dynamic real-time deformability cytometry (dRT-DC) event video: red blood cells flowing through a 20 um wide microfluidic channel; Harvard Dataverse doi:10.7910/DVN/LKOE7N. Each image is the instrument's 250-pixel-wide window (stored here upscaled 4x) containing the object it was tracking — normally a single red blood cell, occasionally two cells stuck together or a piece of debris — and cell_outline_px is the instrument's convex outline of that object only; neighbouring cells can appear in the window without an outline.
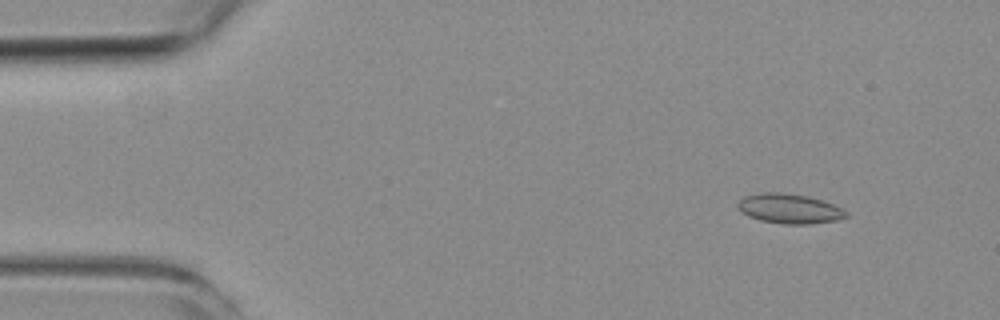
{"species": "common noctule bat (a hibernating species)", "species_latin": "Nyctalus noctula", "temperature_condition": "room temperature", "stored_images_in_passage": 9, "camera_frame_rate_fps": 3000, "um_per_image_px": 0.085, "animal": {"sex": "female", "body_mass_g": 19.3, "forearm_length_mm": 54.1}, "frame": {"image": 1, "passage_image": 1, "time_ms": 0.0, "image_size_px": [1000, 320], "cell_outline_px": [[848, 216], [836, 220], [812, 224], [784, 224], [760, 220], [748, 216], [740, 212], [736, 208], [736, 204], [744, 196], [764, 192], [780, 192], [808, 196], [832, 204], [848, 212]], "centroid_in_image_um": [67.05, 17.74], "position_along_channel_um": 17.9, "area_um2": 18.79}}
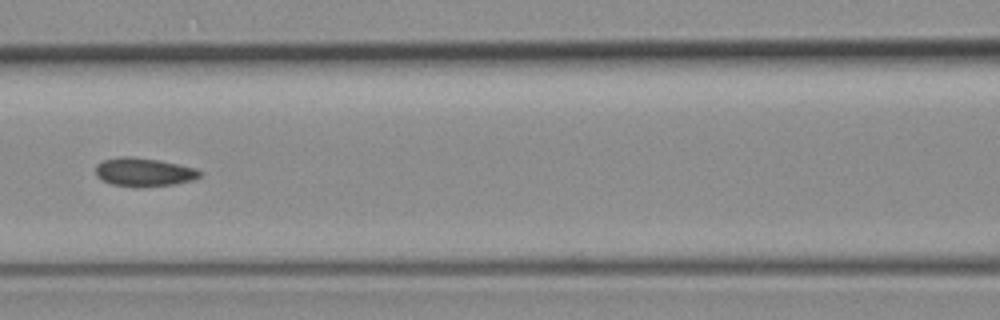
{"frame": {"image": 2, "passage_image": 6, "time_ms": 6.0, "image_size_px": [1000, 320], "cell_outline_px": [[204, 172], [200, 176], [192, 180], [176, 184], [140, 188], [136, 188], [112, 184], [100, 180], [96, 176], [96, 164], [104, 160], [120, 156], [132, 156], [160, 160], [180, 164], [196, 168]], "centroid_in_image_um": [12.24, 14.64], "position_along_channel_um": 154.4, "area_um2": 17.8}}
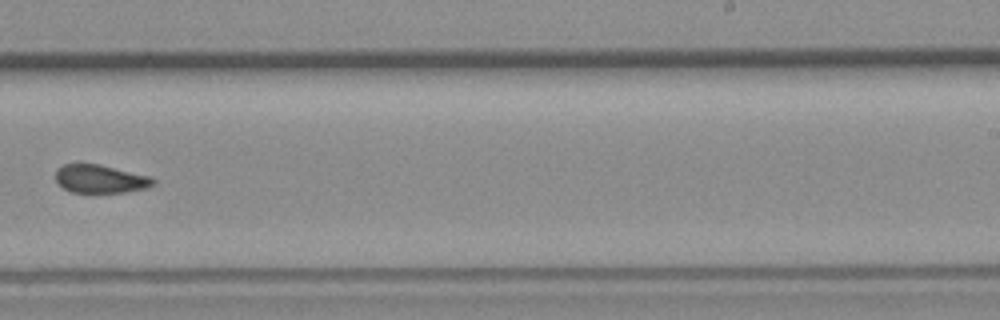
{"frame": {"image": 3, "passage_image": 9, "time_ms": 9.333, "image_size_px": [1000, 320], "cell_outline_px": [[156, 184], [148, 188], [124, 192], [72, 192], [64, 188], [56, 180], [56, 168], [64, 164], [100, 164], [152, 176], [156, 180]], "centroid_in_image_um": [8.59, 15.2], "position_along_channel_um": 280.4, "area_um2": 16.18}}